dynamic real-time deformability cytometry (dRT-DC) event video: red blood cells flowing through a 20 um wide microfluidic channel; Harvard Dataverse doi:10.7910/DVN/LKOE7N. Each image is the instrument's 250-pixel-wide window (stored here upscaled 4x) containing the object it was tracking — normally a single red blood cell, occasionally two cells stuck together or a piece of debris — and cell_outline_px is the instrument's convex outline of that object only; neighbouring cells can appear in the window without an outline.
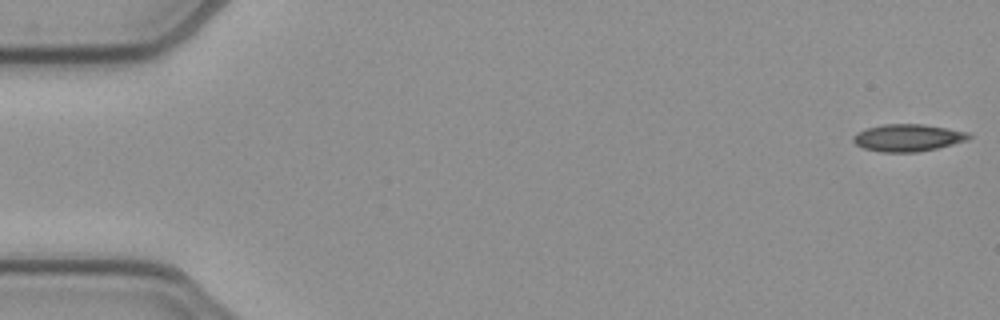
{"species": "common noctule bat (a hibernating species)", "species_latin": "Nyctalus noctula", "temperature_condition": "cold", "stored_images_in_passage": 52, "camera_frame_rate_fps": 3000, "um_per_image_px": 0.085, "animal": {"sex": "female", "body_mass_g": 21.9}, "frame": {"image": 1, "passage_image": 1, "time_ms": 0.0, "image_size_px": [1000, 320], "cell_outline_px": [[972, 136], [968, 140], [936, 148], [916, 152], [880, 152], [864, 148], [856, 144], [852, 140], [852, 136], [856, 132], [868, 128], [884, 124], [920, 124], [948, 128], [968, 132]], "centroid_in_image_um": [77.15, 11.71], "position_along_channel_um": 7.8, "area_um2": 18.26}}
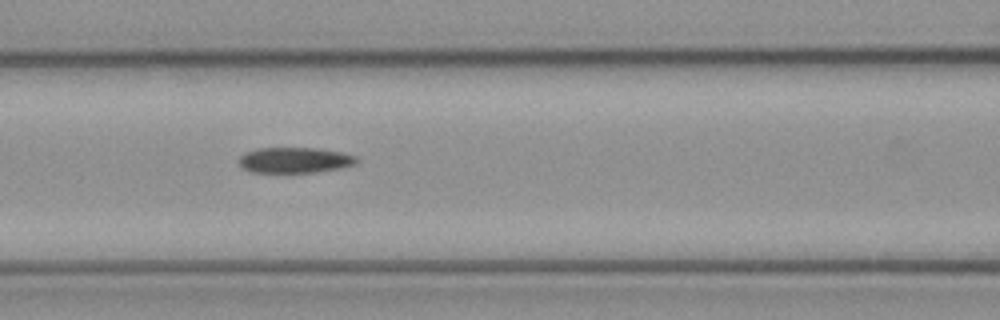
{"frame": {"image": 2, "passage_image": 22, "time_ms": 7.0, "image_size_px": [1000, 320], "cell_outline_px": [[360, 160], [356, 164], [340, 168], [316, 172], [248, 172], [240, 168], [240, 156], [244, 152], [256, 148], [316, 148], [340, 152], [356, 156]], "centroid_in_image_um": [25.03, 13.61], "position_along_channel_um": 141.6, "area_um2": 17.69}}
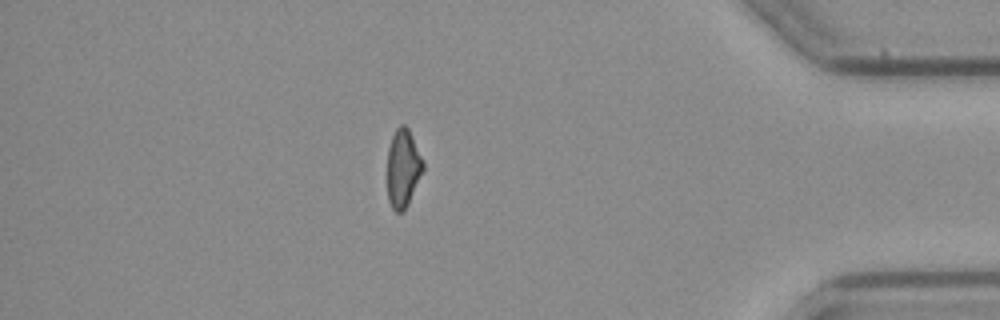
{"frame": {"image": 3, "passage_image": 45, "time_ms": 14.667, "image_size_px": [1000, 320], "cell_outline_px": [[424, 168], [408, 204], [404, 212], [396, 212], [392, 208], [388, 200], [388, 148], [392, 136], [396, 128], [400, 124], [404, 124], [408, 128], [424, 160]], "centroid_in_image_um": [34.26, 14.29], "position_along_channel_um": 400.9, "area_um2": 16.3}}